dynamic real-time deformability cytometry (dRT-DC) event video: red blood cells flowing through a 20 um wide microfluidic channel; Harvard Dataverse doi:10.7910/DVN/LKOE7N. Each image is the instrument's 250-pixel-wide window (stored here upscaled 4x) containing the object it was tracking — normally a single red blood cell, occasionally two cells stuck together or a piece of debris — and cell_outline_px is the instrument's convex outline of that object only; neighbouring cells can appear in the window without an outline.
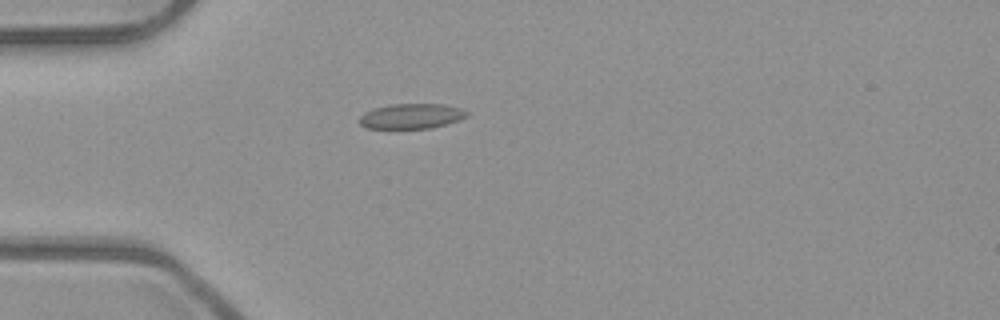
{"species": "common noctule bat (a hibernating species)", "species_latin": "Nyctalus noctula", "temperature_condition": "room temperature", "stored_images_in_passage": 4, "camera_frame_rate_fps": 3000, "um_per_image_px": 0.085, "animal": {"sex": "male", "body_mass_g": 23.1, "forearm_length_mm": 52.7}, "frame": {"image": 1, "passage_image": 4, "time_ms": 1.0, "image_size_px": [1000, 320], "cell_outline_px": [[468, 116], [460, 120], [432, 128], [368, 128], [360, 124], [360, 116], [364, 112], [388, 104], [444, 104], [460, 108], [468, 112]], "centroid_in_image_um": [35.0, 9.87], "position_along_channel_um": 50.0, "area_um2": 15.66}}